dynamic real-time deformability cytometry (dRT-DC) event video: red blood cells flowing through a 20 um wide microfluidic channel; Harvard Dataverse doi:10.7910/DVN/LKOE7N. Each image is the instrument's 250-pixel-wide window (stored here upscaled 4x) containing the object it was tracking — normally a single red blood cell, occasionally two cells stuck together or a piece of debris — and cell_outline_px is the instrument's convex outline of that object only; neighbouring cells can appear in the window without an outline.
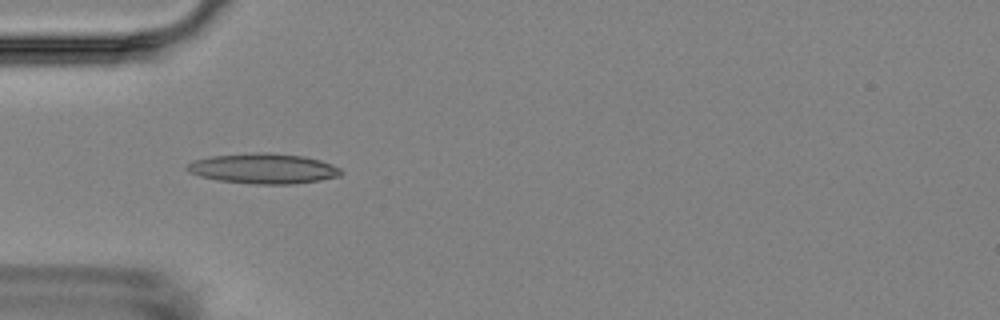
{"species": "Egyptian fruit bat (a non-hibernating species)", "species_latin": "Rousettus aegyptiacus", "temperature_condition": "room temperature", "stored_images_in_passage": 5, "camera_frame_rate_fps": 3000, "um_per_image_px": 0.085, "animal": {"sex": "female"}, "frame": {"image": 1, "passage_image": 2, "time_ms": 1.333, "image_size_px": [1000, 320], "cell_outline_px": [[344, 172], [340, 176], [320, 180], [292, 184], [256, 184], [220, 180], [200, 176], [188, 172], [184, 168], [184, 164], [192, 160], [212, 156], [252, 152], [268, 152], [304, 156], [320, 160], [340, 168]], "centroid_in_image_um": [22.36, 14.31], "position_along_channel_um": 62.6, "area_um2": 27.28}}
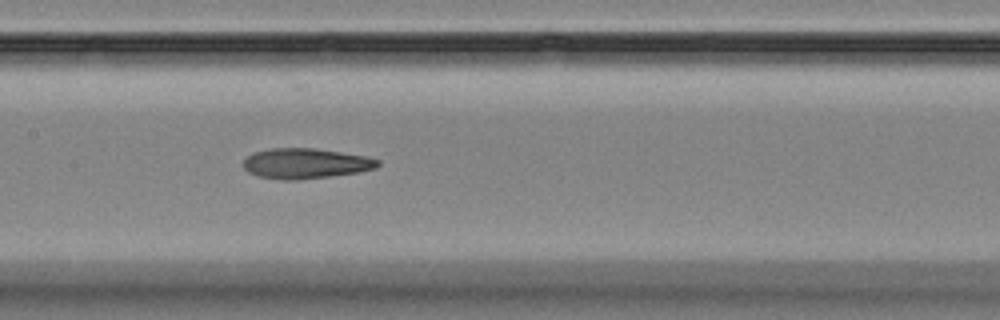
{"frame": {"image": 2, "passage_image": 5, "time_ms": 4.667, "image_size_px": [1000, 320], "cell_outline_px": [[380, 164], [376, 168], [360, 172], [300, 180], [280, 180], [256, 176], [248, 172], [244, 168], [244, 160], [252, 152], [272, 148], [316, 148], [364, 156], [380, 160]], "centroid_in_image_um": [25.96, 13.9], "position_along_channel_um": 181.4, "area_um2": 23.87}}